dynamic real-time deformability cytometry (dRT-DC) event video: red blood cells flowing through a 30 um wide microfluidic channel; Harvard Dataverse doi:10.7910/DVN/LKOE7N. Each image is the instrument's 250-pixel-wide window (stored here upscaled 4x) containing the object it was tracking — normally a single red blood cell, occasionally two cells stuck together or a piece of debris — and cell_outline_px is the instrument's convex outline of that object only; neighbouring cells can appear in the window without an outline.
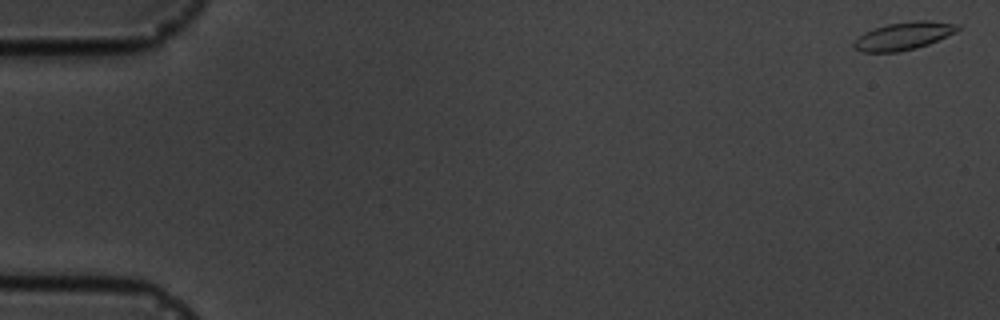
{"species": "common noctule bat (a hibernating species)", "species_latin": "Nyctalus noctula", "temperature_condition": "cold", "stored_images_in_passage": 5, "camera_frame_rate_fps": 3000, "um_per_image_px": 0.085, "animal": {"sex": "male", "body_mass_g": 19.5, "forearm_length_mm": 54.6}, "frame": {"image": 1, "passage_image": 1, "time_ms": 0.0, "image_size_px": [1000, 320], "cell_outline_px": [[960, 28], [956, 32], [928, 44], [916, 48], [900, 52], [860, 52], [852, 44], [864, 32], [888, 24], [916, 20], [928, 20], [960, 24]], "centroid_in_image_um": [76.83, 3.05], "position_along_channel_um": 8.2, "area_um2": 16.7}}